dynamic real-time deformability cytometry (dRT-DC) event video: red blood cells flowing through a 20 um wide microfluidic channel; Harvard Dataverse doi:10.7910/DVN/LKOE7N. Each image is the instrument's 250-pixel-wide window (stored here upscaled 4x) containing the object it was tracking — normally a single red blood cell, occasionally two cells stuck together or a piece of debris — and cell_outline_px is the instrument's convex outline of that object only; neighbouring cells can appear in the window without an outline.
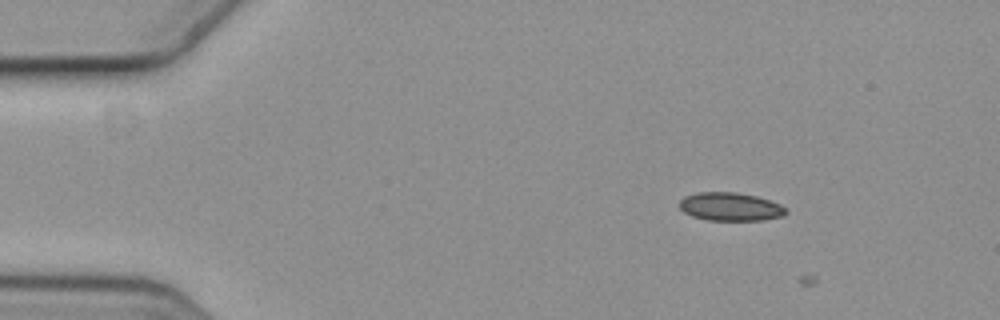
{"species": "common noctule bat (a hibernating species)", "species_latin": "Nyctalus noctula", "temperature_condition": "cold", "stored_images_in_passage": 4, "camera_frame_rate_fps": 3000, "um_per_image_px": 0.085, "animal": {"sex": "female", "body_mass_g": 19.3, "forearm_length_mm": 54.1}, "frame": {"image": 1, "passage_image": 2, "time_ms": 0.333, "image_size_px": [1000, 320], "cell_outline_px": [[788, 212], [784, 216], [764, 220], [708, 220], [692, 216], [684, 212], [680, 208], [680, 200], [684, 196], [696, 192], [736, 192], [756, 196], [780, 204]], "centroid_in_image_um": [62.07, 17.57], "position_along_channel_um": 22.9, "area_um2": 17.57}}